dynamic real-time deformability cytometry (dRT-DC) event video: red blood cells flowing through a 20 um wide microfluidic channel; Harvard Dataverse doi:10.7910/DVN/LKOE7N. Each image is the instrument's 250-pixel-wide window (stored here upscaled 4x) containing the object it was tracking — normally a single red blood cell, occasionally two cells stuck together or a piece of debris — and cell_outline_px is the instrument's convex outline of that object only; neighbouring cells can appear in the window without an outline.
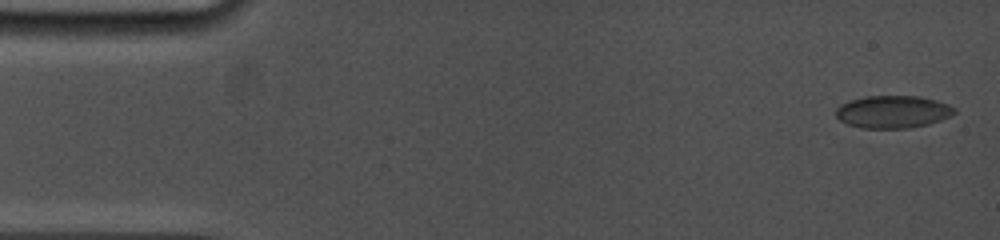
{"species": "common noctule bat (a hibernating species)", "species_latin": "Nyctalus noctula", "temperature_condition": "cold", "stored_images_in_passage": 16, "camera_frame_rate_fps": 5000, "um_per_image_px": 0.085, "animal": {"sex": "female", "body_mass_g": 19.0, "forearm_length_mm": 53.3}, "frame": {"image": 1, "passage_image": 1, "time_ms": 0.0, "image_size_px": [1000, 240], "cell_outline_px": [[956, 112], [952, 116], [928, 124], [912, 128], [860, 128], [848, 124], [840, 120], [836, 116], [836, 108], [840, 104], [852, 100], [868, 96], [920, 96], [936, 100], [948, 104], [956, 108]], "centroid_in_image_um": [75.92, 9.51], "position_along_channel_um": 9.1, "area_um2": 22.54}}
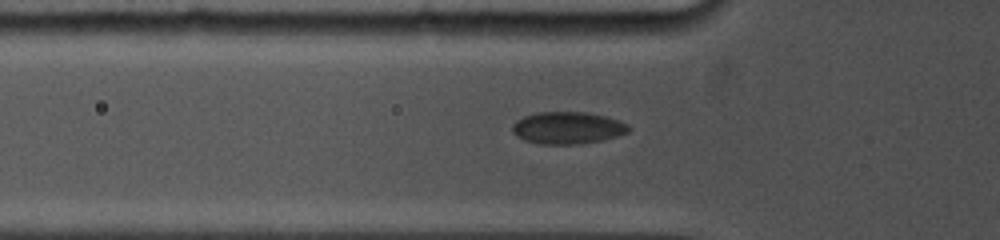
{"frame": {"image": 2, "passage_image": 14, "time_ms": 5.0, "image_size_px": [1000, 240], "cell_outline_px": [[632, 128], [628, 132], [604, 140], [580, 144], [540, 144], [524, 140], [516, 136], [512, 132], [512, 124], [516, 120], [524, 116], [536, 112], [584, 112], [604, 116], [628, 124]], "centroid_in_image_um": [48.22, 10.87], "position_along_channel_um": 77.6, "area_um2": 21.85}}
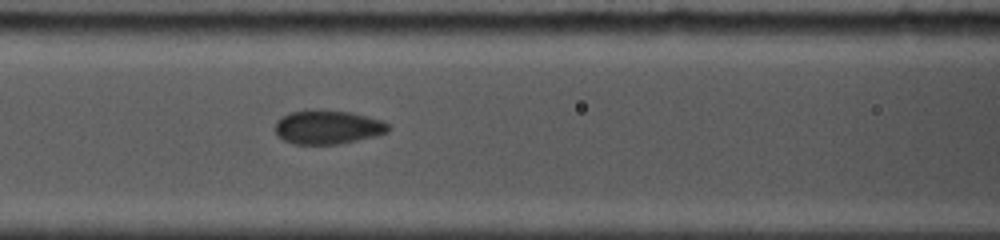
{"frame": {"image": 3, "passage_image": 16, "time_ms": 6.6, "image_size_px": [1000, 240], "cell_outline_px": [[392, 128], [388, 132], [376, 136], [340, 144], [292, 144], [284, 140], [276, 132], [276, 120], [292, 112], [308, 108], [316, 108], [352, 112], [368, 116], [380, 120], [388, 124]], "centroid_in_image_um": [27.88, 10.79], "position_along_channel_um": 138.7, "area_um2": 22.72}}